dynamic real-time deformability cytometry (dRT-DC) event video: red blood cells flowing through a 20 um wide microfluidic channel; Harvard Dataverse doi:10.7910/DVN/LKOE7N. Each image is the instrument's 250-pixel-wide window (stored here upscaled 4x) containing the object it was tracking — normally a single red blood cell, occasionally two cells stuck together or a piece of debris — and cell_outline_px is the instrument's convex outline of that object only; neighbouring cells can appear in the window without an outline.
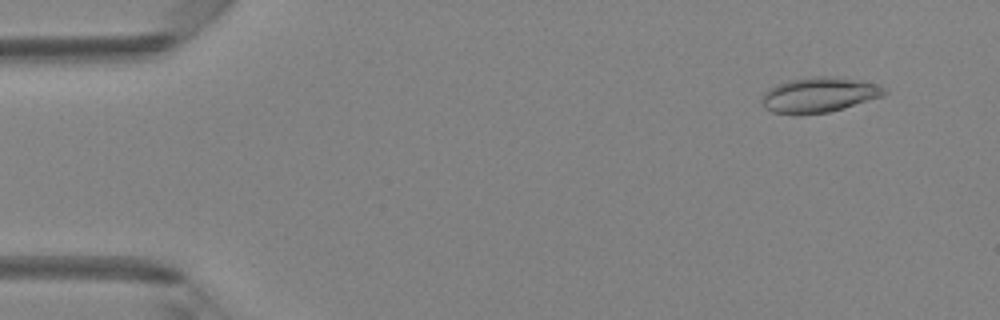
{"species": "Egyptian fruit bat (a non-hibernating species)", "species_latin": "Rousettus aegyptiacus", "temperature_condition": "room temperature", "stored_images_in_passage": 48, "camera_frame_rate_fps": 3000, "um_per_image_px": 0.085, "animal": {"sex": "female"}, "frame": {"image": 1, "passage_image": 4, "time_ms": 1.0, "image_size_px": [1000, 320], "cell_outline_px": [[888, 92], [884, 96], [844, 108], [828, 112], [796, 116], [772, 112], [764, 108], [760, 100], [764, 92], [768, 88], [776, 84], [788, 80], [812, 76], [836, 76], [864, 80], [880, 84]], "centroid_in_image_um": [69.62, 8.06], "position_along_channel_um": 15.4, "area_um2": 25.89}}
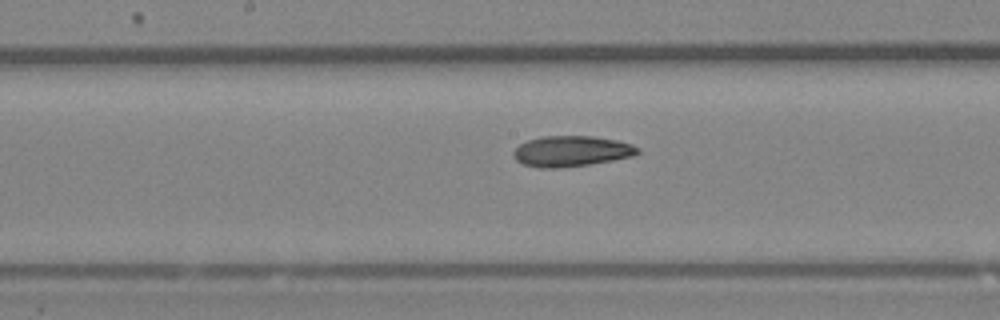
{"frame": {"image": 2, "passage_image": 25, "time_ms": 8.0, "image_size_px": [1000, 320], "cell_outline_px": [[640, 152], [632, 156], [612, 160], [588, 164], [560, 168], [540, 168], [524, 164], [516, 160], [512, 156], [512, 152], [520, 144], [528, 140], [540, 136], [592, 136], [616, 140], [632, 144], [640, 148]], "centroid_in_image_um": [48.55, 12.85], "position_along_channel_um": 199.7, "area_um2": 22.2}}
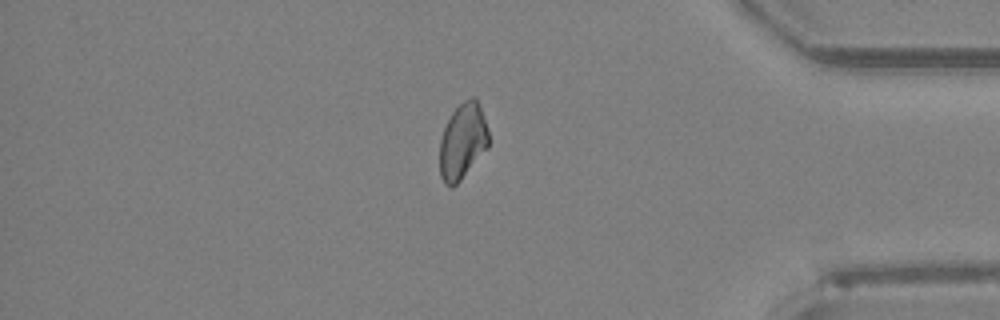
{"frame": {"image": 3, "passage_image": 41, "time_ms": 13.333, "image_size_px": [1000, 320], "cell_outline_px": [[488, 148], [460, 180], [452, 188], [448, 188], [444, 184], [440, 176], [440, 140], [444, 128], [452, 112], [464, 100], [472, 96], [476, 96], [488, 132]], "centroid_in_image_um": [39.31, 12.03], "position_along_channel_um": 395.9, "area_um2": 21.5}, "authors_computed_cell_mechanics": {"area_um2": 22.3108, "velocity_mm_per_s": 4.2058, "shape_relaxation_time_tau1_ms": null, "shape_relaxation_time_tau2_ms": 5.2072, "deformation_change_tau1": null, "deformation_change_tau2": 0.128}}